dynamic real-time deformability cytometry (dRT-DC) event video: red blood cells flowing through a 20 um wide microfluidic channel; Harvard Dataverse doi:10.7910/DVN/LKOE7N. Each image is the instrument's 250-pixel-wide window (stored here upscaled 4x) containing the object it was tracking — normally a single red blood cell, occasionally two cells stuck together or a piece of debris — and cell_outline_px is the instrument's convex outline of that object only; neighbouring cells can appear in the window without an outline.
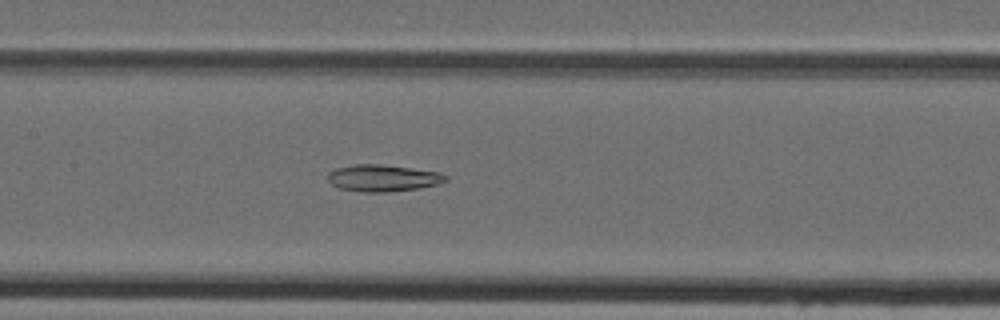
{"species": "Egyptian fruit bat (a non-hibernating species)", "species_latin": "Rousettus aegyptiacus", "temperature_condition": "cold", "stored_images_in_passage": 35, "camera_frame_rate_fps": 3000, "um_per_image_px": 0.085, "animal": {"sex": "female"}, "frame": {"image": 1, "passage_image": 11, "time_ms": 3.333, "image_size_px": [1000, 320], "cell_outline_px": [[448, 180], [440, 184], [420, 188], [388, 192], [364, 192], [340, 188], [332, 184], [328, 180], [328, 172], [336, 168], [356, 164], [380, 164], [440, 172], [448, 176]], "centroid_in_image_um": [32.58, 15.13], "position_along_channel_um": 174.8, "area_um2": 18.44}}
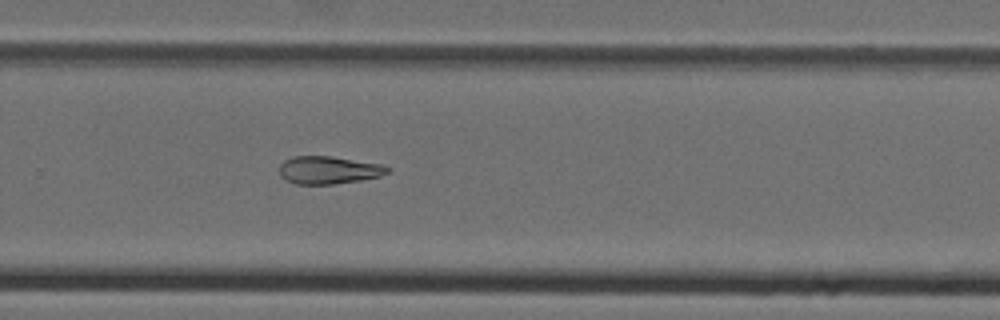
{"frame": {"image": 2, "passage_image": 20, "time_ms": 6.333, "image_size_px": [1000, 320], "cell_outline_px": [[392, 168], [388, 172], [380, 176], [360, 180], [332, 184], [296, 184], [284, 180], [280, 176], [280, 164], [284, 160], [292, 156], [332, 156], [384, 164]], "centroid_in_image_um": [27.94, 14.44], "position_along_channel_um": 301.9, "area_um2": 17.69}}
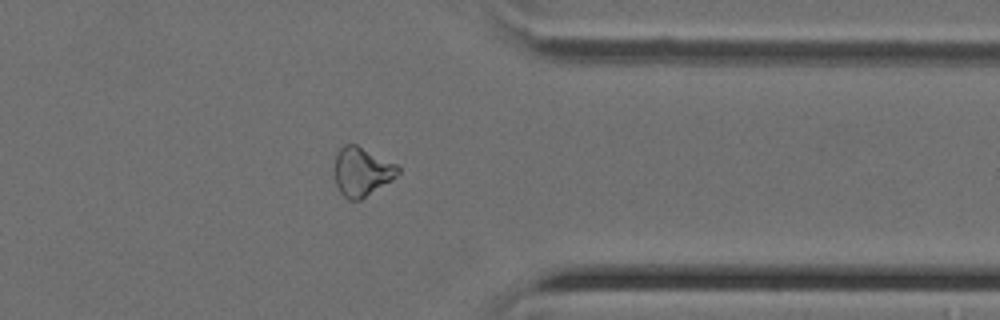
{"frame": {"image": 3, "passage_image": 26, "time_ms": 8.333, "image_size_px": [1000, 320], "cell_outline_px": [[400, 172], [392, 180], [360, 200], [348, 200], [340, 192], [336, 184], [332, 172], [332, 168], [336, 156], [340, 148], [344, 144], [356, 144], [396, 164], [400, 168]], "centroid_in_image_um": [30.71, 14.59], "position_along_channel_um": 380.7, "area_um2": 18.26}}